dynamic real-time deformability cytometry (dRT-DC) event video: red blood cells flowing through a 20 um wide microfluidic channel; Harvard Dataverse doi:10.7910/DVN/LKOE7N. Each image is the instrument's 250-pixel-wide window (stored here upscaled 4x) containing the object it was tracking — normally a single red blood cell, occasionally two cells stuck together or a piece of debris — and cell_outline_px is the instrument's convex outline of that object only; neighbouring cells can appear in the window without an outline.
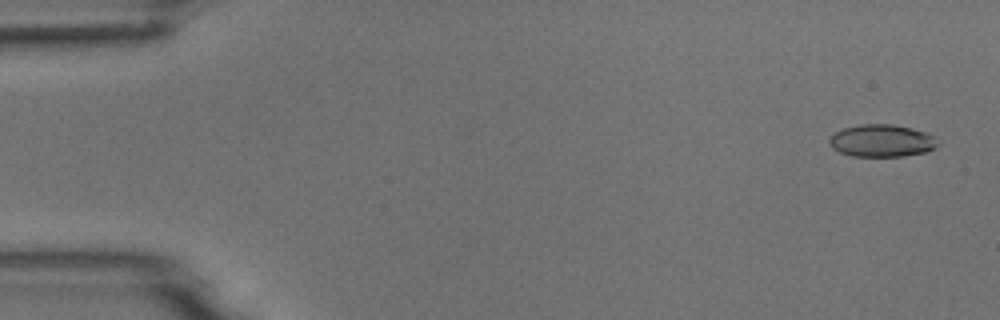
{"species": "common noctule bat (a hibernating species)", "species_latin": "Nyctalus noctula", "temperature_condition": "room temperature", "stored_images_in_passage": 5, "camera_frame_rate_fps": 3000, "um_per_image_px": 0.085, "animal": {"sex": "male", "body_mass_g": 18.8}, "frame": {"image": 1, "passage_image": 1, "time_ms": 0.0, "image_size_px": [1000, 320], "cell_outline_px": [[940, 144], [936, 148], [924, 152], [904, 156], [852, 156], [840, 152], [832, 148], [828, 140], [836, 132], [844, 128], [860, 124], [892, 124], [912, 128], [924, 132], [932, 136]], "centroid_in_image_um": [74.95, 11.96], "position_along_channel_um": 10.0, "area_um2": 20.35}}
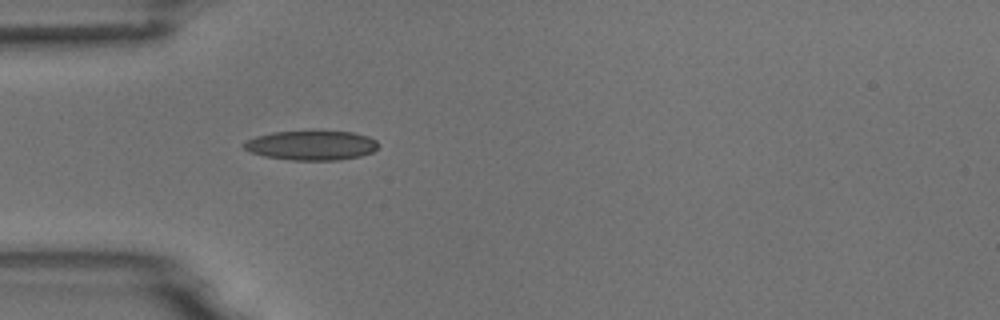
{"frame": {"image": 2, "passage_image": 5, "time_ms": 1.333, "image_size_px": [1000, 320], "cell_outline_px": [[380, 144], [372, 152], [360, 156], [340, 160], [292, 160], [264, 156], [252, 152], [244, 148], [244, 140], [256, 136], [272, 132], [352, 132], [368, 136], [376, 140]], "centroid_in_image_um": [26.48, 12.36], "position_along_channel_um": 58.5, "area_um2": 22.89}}